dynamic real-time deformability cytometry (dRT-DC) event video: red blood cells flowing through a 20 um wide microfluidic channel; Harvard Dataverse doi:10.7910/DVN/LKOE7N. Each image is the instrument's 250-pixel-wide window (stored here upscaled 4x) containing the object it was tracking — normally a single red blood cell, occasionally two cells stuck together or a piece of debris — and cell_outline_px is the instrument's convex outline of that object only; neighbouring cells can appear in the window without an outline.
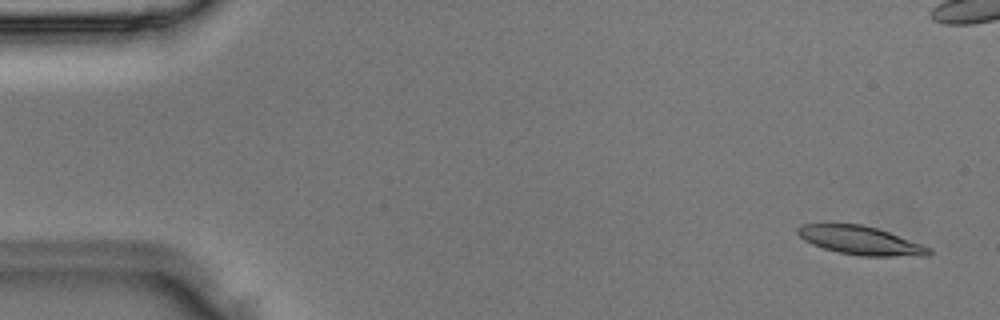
{"species": "Egyptian fruit bat (a non-hibernating species)", "species_latin": "Rousettus aegyptiacus", "temperature_condition": "room temperature", "stored_images_in_passage": 4, "camera_frame_rate_fps": 3000, "um_per_image_px": 0.085, "animal": {"sex": "male"}, "frame": {"image": 1, "passage_image": 1, "time_ms": 0.0, "image_size_px": [1000, 320], "cell_outline_px": [[932, 252], [928, 256], [860, 256], [840, 252], [824, 248], [812, 244], [804, 240], [796, 232], [796, 228], [800, 224], [820, 220], [824, 220], [860, 224], [876, 228], [888, 232], [932, 248]], "centroid_in_image_um": [73.03, 20.38], "position_along_channel_um": 12.0, "area_um2": 22.6}}